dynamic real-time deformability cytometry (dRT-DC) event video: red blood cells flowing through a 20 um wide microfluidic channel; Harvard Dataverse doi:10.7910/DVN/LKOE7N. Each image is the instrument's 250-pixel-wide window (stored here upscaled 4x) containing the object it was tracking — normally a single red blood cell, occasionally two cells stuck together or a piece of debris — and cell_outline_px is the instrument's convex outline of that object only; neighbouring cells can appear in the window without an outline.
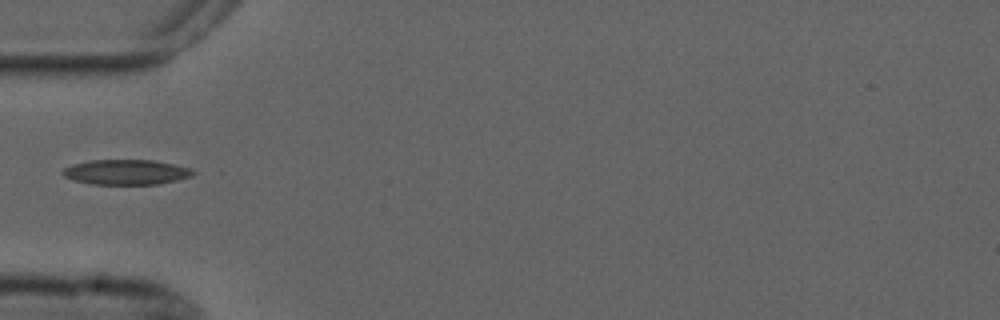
{"species": "common noctule bat (a hibernating species)", "species_latin": "Nyctalus noctula", "temperature_condition": "cold", "stored_images_in_passage": 38, "camera_frame_rate_fps": 3000, "um_per_image_px": 0.085, "animal": {"sex": "male", "forearm_length_mm": 52.5}, "frame": {"image": 1, "passage_image": 1, "time_ms": 0.0, "image_size_px": [1000, 320], "cell_outline_px": [[196, 172], [192, 176], [160, 184], [92, 184], [72, 180], [64, 176], [60, 172], [64, 168], [72, 164], [92, 160], [156, 160], [192, 168]], "centroid_in_image_um": [10.73, 14.62], "position_along_channel_um": 74.3, "area_um2": 19.19}}
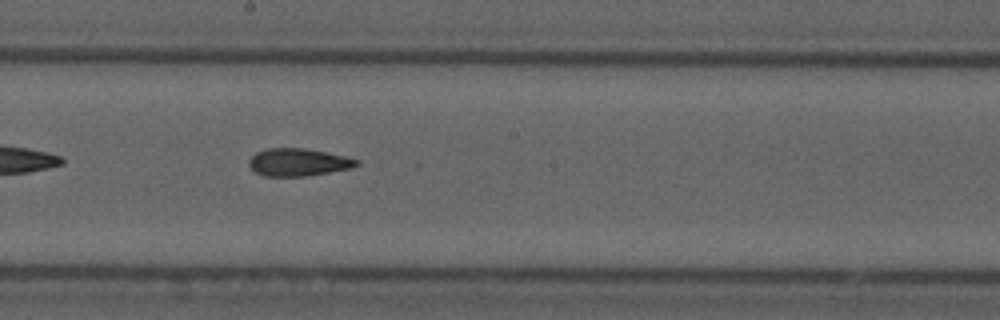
{"frame": {"image": 2, "passage_image": 13, "time_ms": 4.0, "image_size_px": [1000, 320], "cell_outline_px": [[360, 164], [352, 168], [308, 176], [264, 176], [256, 172], [248, 164], [248, 160], [256, 152], [268, 148], [304, 148], [344, 156], [360, 160]], "centroid_in_image_um": [25.36, 13.79], "position_along_channel_um": 222.8, "area_um2": 17.28}}
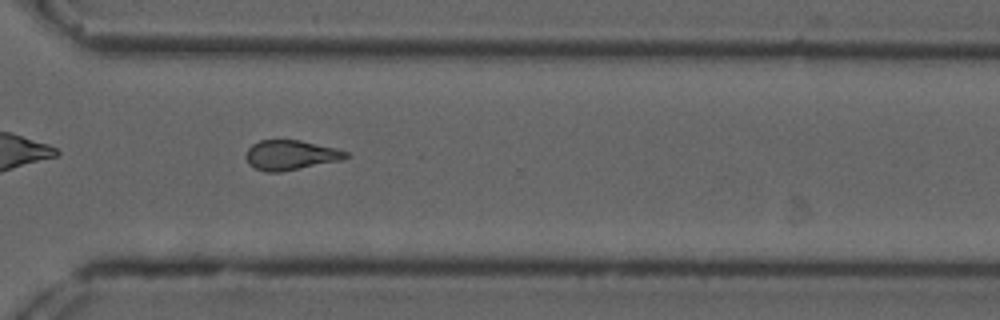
{"frame": {"image": 3, "passage_image": 23, "time_ms": 7.333, "image_size_px": [1000, 320], "cell_outline_px": [[348, 156], [340, 160], [280, 172], [264, 172], [248, 164], [244, 156], [248, 148], [252, 144], [260, 140], [300, 140], [348, 152]], "centroid_in_image_um": [24.62, 13.18], "position_along_channel_um": 346.0, "area_um2": 17.11}}